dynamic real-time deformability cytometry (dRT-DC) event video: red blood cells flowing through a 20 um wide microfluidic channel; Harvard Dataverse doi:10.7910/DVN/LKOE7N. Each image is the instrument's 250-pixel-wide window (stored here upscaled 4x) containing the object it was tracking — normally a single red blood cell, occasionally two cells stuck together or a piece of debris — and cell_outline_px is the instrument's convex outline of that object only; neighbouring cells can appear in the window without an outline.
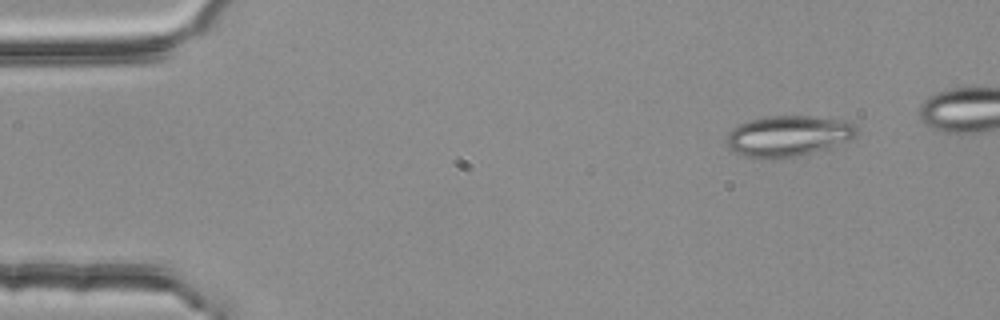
{"species": "common noctule bat (a hibernating species)", "species_latin": "Nyctalus noctula", "temperature_condition": "room temperature", "stored_images_in_passage": 4, "camera_frame_rate_fps": 3000, "um_per_image_px": 0.085, "animal": {"sex": "female", "body_mass_g": 25.1}, "frame": {"image": 1, "passage_image": 1, "time_ms": 0.0, "image_size_px": [1000, 320], "cell_outline_px": [[856, 136], [848, 140], [812, 152], [792, 156], [744, 156], [732, 152], [724, 144], [724, 140], [728, 132], [732, 128], [740, 124], [752, 120], [768, 116], [812, 116], [852, 120], [856, 124]], "centroid_in_image_um": [66.98, 11.51], "position_along_channel_um": 18.0, "area_um2": 30.52}}